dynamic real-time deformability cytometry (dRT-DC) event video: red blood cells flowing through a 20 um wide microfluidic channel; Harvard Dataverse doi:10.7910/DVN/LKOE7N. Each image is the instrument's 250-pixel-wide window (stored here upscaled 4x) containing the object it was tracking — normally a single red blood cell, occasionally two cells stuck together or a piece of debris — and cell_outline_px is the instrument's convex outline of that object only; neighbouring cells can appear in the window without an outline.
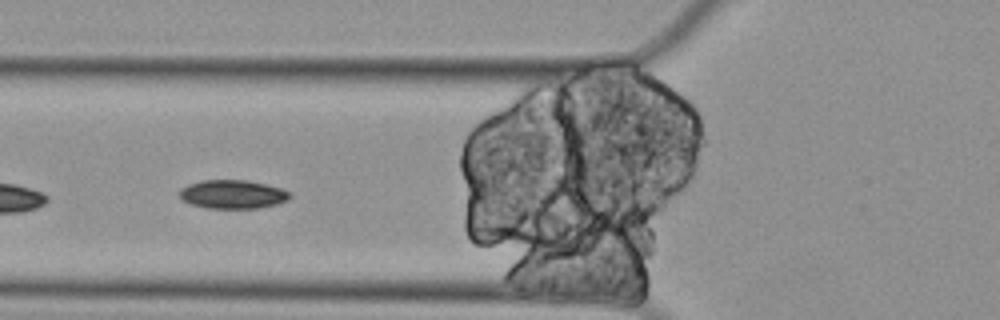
{"species": "Egyptian fruit bat (a non-hibernating species)", "species_latin": "Rousettus aegyptiacus", "temperature_condition": "cold", "stored_images_in_passage": 8, "camera_frame_rate_fps": 3000, "um_per_image_px": 0.085, "animal": {"sex": "female"}, "frame": {"image": 1, "passage_image": 6, "time_ms": 1.667, "image_size_px": [1000, 320], "cell_outline_px": [[292, 196], [288, 200], [276, 204], [256, 208], [208, 208], [192, 204], [180, 200], [180, 188], [188, 184], [200, 180], [248, 180], [280, 188], [288, 192]], "centroid_in_image_um": [19.74, 16.51], "position_along_channel_um": 106.1, "area_um2": 18.38}}
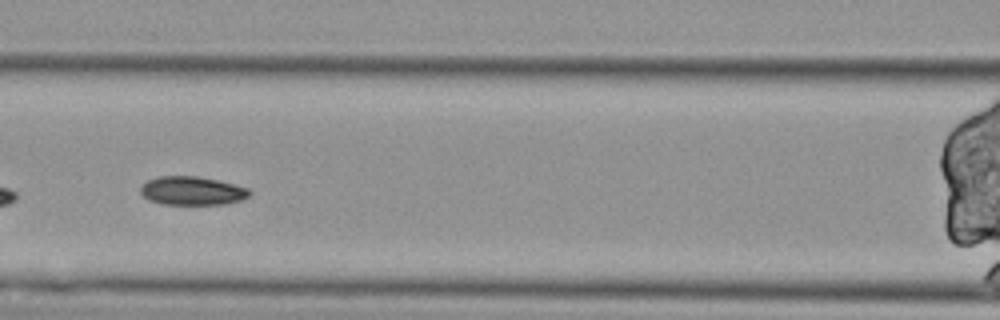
{"frame": {"image": 2, "passage_image": 7, "time_ms": 2.0, "image_size_px": [1000, 320], "cell_outline_px": [[248, 196], [240, 200], [224, 204], [164, 204], [148, 200], [140, 192], [140, 188], [148, 180], [160, 176], [196, 176], [216, 180], [248, 188]], "centroid_in_image_um": [16.28, 16.22], "position_along_channel_um": 150.3, "area_um2": 17.8}}
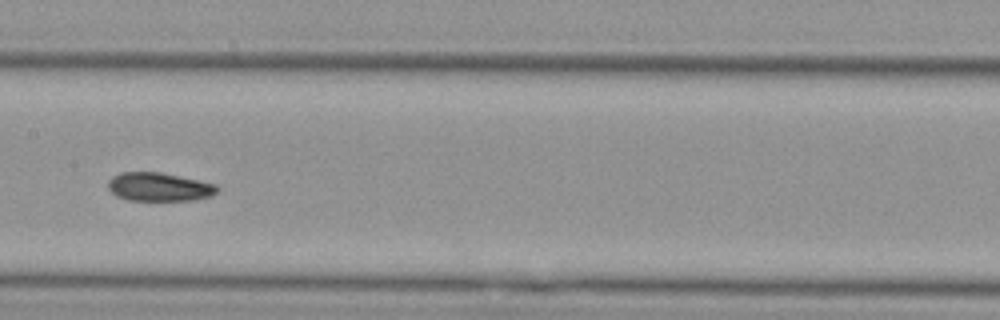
{"frame": {"image": 3, "passage_image": 8, "time_ms": 2.333, "image_size_px": [1000, 320], "cell_outline_px": [[220, 188], [212, 196], [196, 200], [128, 200], [116, 196], [108, 188], [108, 180], [112, 176], [120, 172], [160, 172], [216, 184]], "centroid_in_image_um": [13.52, 15.89], "position_along_channel_um": 193.9, "area_um2": 18.21}}